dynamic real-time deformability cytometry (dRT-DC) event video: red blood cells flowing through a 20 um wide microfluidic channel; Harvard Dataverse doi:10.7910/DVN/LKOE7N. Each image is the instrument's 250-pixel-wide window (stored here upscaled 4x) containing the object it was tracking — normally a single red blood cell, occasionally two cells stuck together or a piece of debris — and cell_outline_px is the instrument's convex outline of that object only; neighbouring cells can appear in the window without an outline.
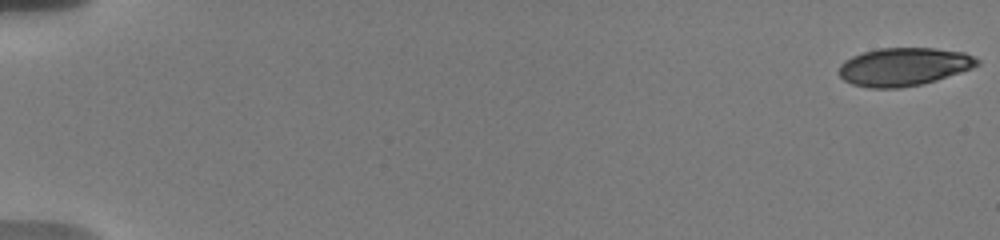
{"species": "human", "species_latin": "Homo sapiens", "temperature_condition": "warm", "stored_images_in_passage": 10, "camera_frame_rate_fps": 3000, "um_per_image_px": 0.085, "donor": {"sex": "male"}, "frame": {"image": 1, "passage_image": 1, "time_ms": 0.0, "image_size_px": [1000, 240], "cell_outline_px": [[980, 64], [972, 68], [936, 80], [920, 84], [900, 88], [868, 88], [852, 84], [844, 80], [840, 76], [840, 64], [844, 60], [852, 56], [864, 52], [880, 48], [936, 48], [964, 52], [980, 60]], "centroid_in_image_um": [76.82, 5.67], "position_along_channel_um": 8.2, "area_um2": 30.63}}
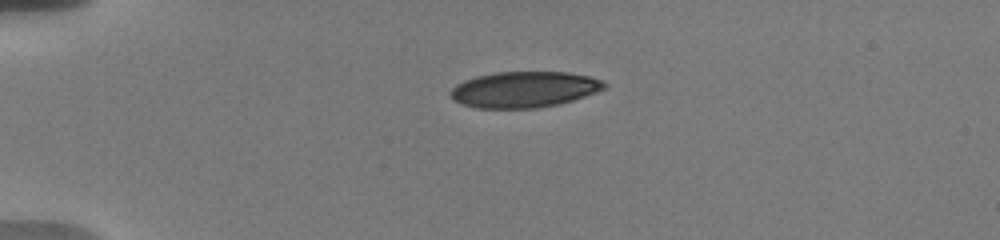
{"frame": {"image": 2, "passage_image": 7, "time_ms": 4.667, "image_size_px": [1000, 240], "cell_outline_px": [[608, 84], [604, 88], [596, 92], [560, 104], [536, 108], [476, 108], [460, 104], [452, 100], [448, 92], [456, 84], [464, 80], [476, 76], [496, 72], [568, 72], [592, 76], [604, 80]], "centroid_in_image_um": [44.54, 7.6], "position_along_channel_um": 40.5, "area_um2": 32.6}}
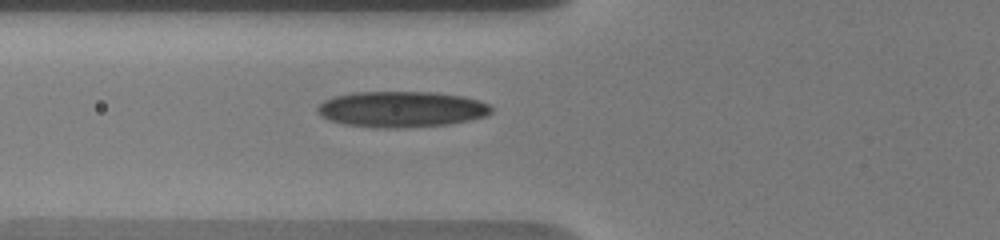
{"frame": {"image": 3, "passage_image": 10, "time_ms": 7.333, "image_size_px": [1000, 240], "cell_outline_px": [[492, 112], [488, 116], [448, 124], [400, 128], [376, 128], [344, 124], [328, 120], [320, 116], [316, 112], [316, 108], [324, 100], [336, 96], [352, 92], [436, 92], [464, 96], [480, 100], [488, 104], [492, 108]], "centroid_in_image_um": [34.12, 9.28], "position_along_channel_um": 91.7, "area_um2": 36.7}}